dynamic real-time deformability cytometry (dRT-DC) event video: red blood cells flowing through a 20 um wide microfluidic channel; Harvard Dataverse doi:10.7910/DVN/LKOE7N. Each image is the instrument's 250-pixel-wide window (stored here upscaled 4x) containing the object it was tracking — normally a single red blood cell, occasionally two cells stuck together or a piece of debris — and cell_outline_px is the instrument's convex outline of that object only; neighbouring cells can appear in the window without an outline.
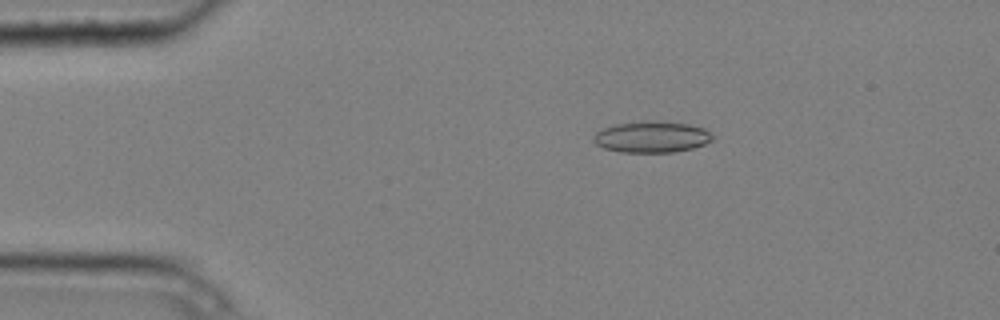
{"species": "common noctule bat (a hibernating species)", "species_latin": "Nyctalus noctula", "temperature_condition": "cold", "stored_images_in_passage": 7, "camera_frame_rate_fps": 3000, "um_per_image_px": 0.085, "animal": {"sex": "male", "body_mass_g": 20.4}, "frame": {"image": 1, "passage_image": 3, "time_ms": 0.667, "image_size_px": [1000, 320], "cell_outline_px": [[716, 136], [712, 140], [704, 144], [692, 148], [676, 152], [620, 152], [604, 148], [596, 144], [592, 140], [592, 136], [596, 132], [612, 124], [648, 120], [652, 120], [688, 124], [704, 128]], "centroid_in_image_um": [55.39, 11.63], "position_along_channel_um": 29.6, "area_um2": 21.96}}
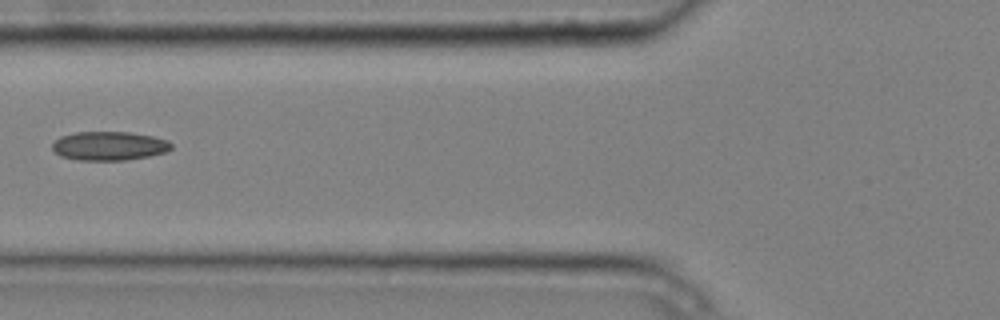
{"frame": {"image": 2, "passage_image": 6, "time_ms": 1.667, "image_size_px": [1000, 320], "cell_outline_px": [[172, 148], [164, 152], [148, 156], [124, 160], [76, 160], [60, 156], [52, 148], [52, 144], [60, 136], [76, 132], [132, 132], [152, 136], [168, 140], [172, 144]], "centroid_in_image_um": [9.27, 12.4], "position_along_channel_um": 116.5, "area_um2": 20.0}}
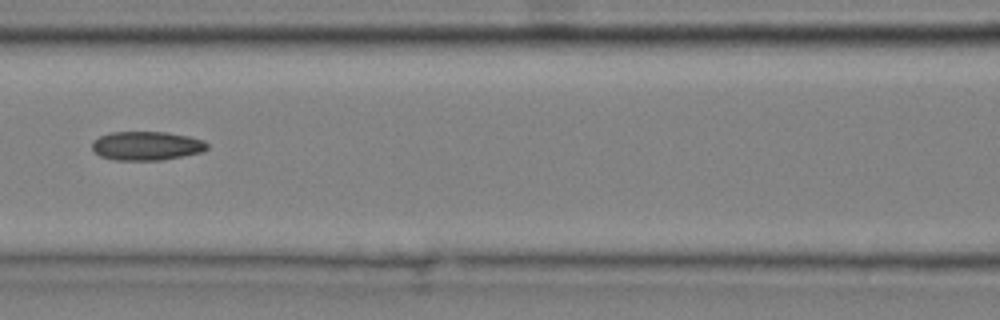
{"frame": {"image": 3, "passage_image": 7, "time_ms": 2.0, "image_size_px": [1000, 320], "cell_outline_px": [[208, 148], [204, 152], [160, 160], [116, 160], [100, 156], [92, 148], [92, 140], [100, 136], [112, 132], [164, 132], [188, 136], [204, 140], [208, 144]], "centroid_in_image_um": [12.47, 12.39], "position_along_channel_um": 154.1, "area_um2": 19.36}}